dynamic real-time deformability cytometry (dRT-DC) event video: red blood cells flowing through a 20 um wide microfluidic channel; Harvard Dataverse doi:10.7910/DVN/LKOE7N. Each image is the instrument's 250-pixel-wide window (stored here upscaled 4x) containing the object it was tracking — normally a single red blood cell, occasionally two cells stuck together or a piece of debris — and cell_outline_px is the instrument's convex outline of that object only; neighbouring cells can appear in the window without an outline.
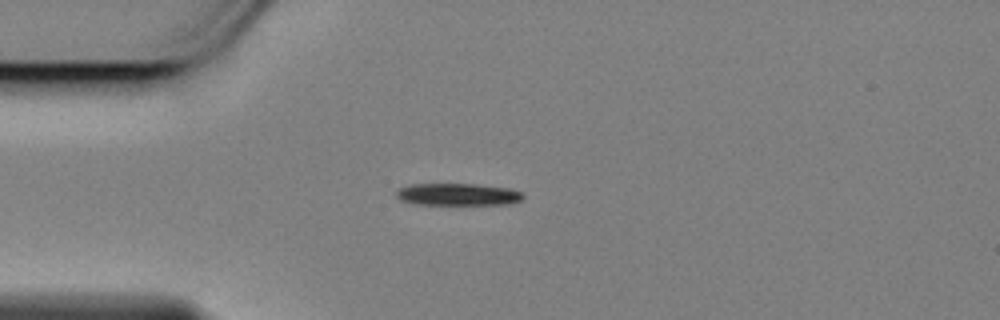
{"species": "Egyptian fruit bat (a non-hibernating species)", "species_latin": "Rousettus aegyptiacus", "temperature_condition": "cold", "stored_images_in_passage": 28, "camera_frame_rate_fps": 3000, "um_per_image_px": 0.085, "animal": {"sex": "female"}, "frame": {"image": 1, "passage_image": 1, "time_ms": 0.0, "image_size_px": [1000, 320], "cell_outline_px": [[524, 196], [520, 200], [508, 204], [416, 204], [400, 200], [396, 196], [396, 192], [400, 188], [408, 184], [476, 184], [508, 188], [520, 192]], "centroid_in_image_um": [38.87, 16.52], "position_along_channel_um": 46.1, "area_um2": 16.18}}
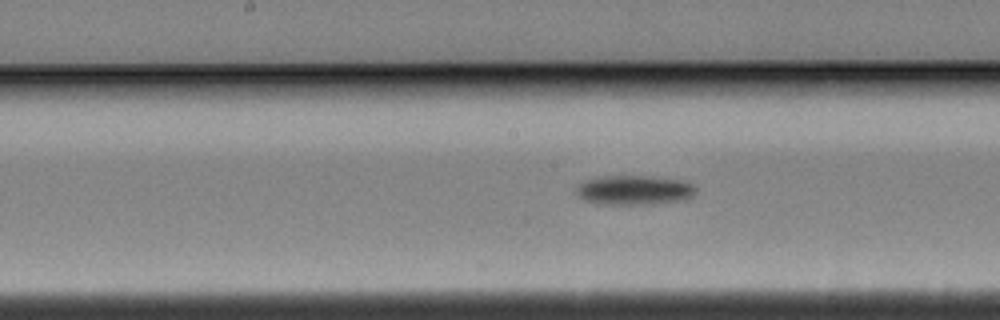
{"frame": {"image": 2, "passage_image": 15, "time_ms": 4.667, "image_size_px": [1000, 320], "cell_outline_px": [[696, 188], [684, 200], [652, 204], [600, 204], [584, 200], [576, 192], [576, 188], [580, 184], [588, 180], [604, 176], [644, 176], [680, 180], [692, 184]], "centroid_in_image_um": [53.88, 16.17], "position_along_channel_um": 194.3, "area_um2": 20.06}}
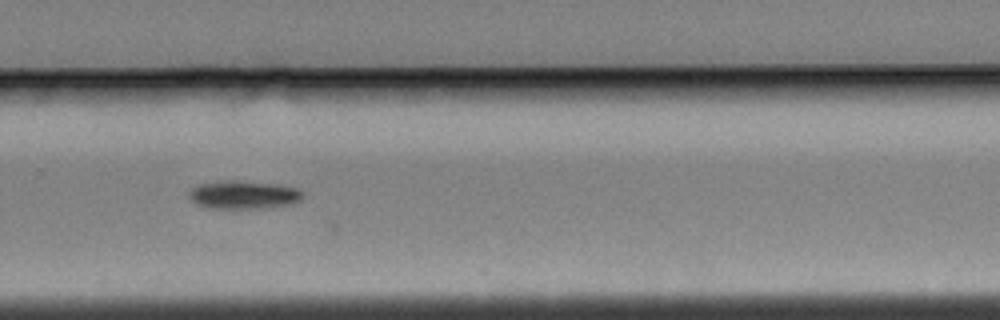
{"frame": {"image": 3, "passage_image": 25, "time_ms": 8.0, "image_size_px": [1000, 320], "cell_outline_px": [[300, 200], [292, 204], [260, 208], [208, 208], [196, 204], [192, 200], [192, 188], [200, 184], [220, 180], [236, 180], [272, 184], [296, 188], [300, 192]], "centroid_in_image_um": [20.67, 16.56], "position_along_channel_um": 309.1, "area_um2": 18.21}}